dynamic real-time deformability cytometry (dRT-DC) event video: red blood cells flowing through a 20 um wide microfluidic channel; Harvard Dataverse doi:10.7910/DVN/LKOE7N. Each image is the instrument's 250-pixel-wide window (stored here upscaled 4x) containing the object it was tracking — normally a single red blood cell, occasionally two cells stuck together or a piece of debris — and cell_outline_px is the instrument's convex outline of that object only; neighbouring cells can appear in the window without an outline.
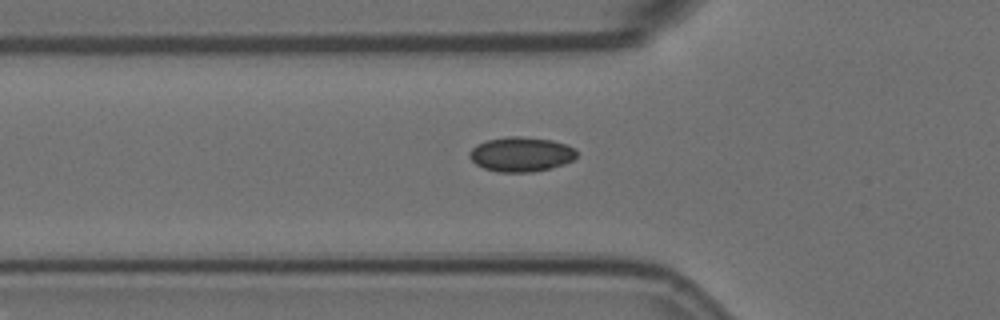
{"species": "Egyptian fruit bat (a non-hibernating species)", "species_latin": "Rousettus aegyptiacus", "temperature_condition": "room temperature", "stored_images_in_passage": 33, "camera_frame_rate_fps": 3000, "um_per_image_px": 0.085, "animal": {"sex": "female"}, "frame": {"image": 1, "passage_image": 2, "time_ms": 0.333, "image_size_px": [1000, 320], "cell_outline_px": [[576, 156], [572, 160], [564, 164], [552, 168], [532, 172], [500, 172], [484, 168], [476, 164], [468, 156], [468, 152], [476, 144], [488, 140], [508, 136], [520, 136], [552, 140], [568, 144], [576, 152]], "centroid_in_image_um": [44.28, 13.11], "position_along_channel_um": 81.5, "area_um2": 21.68}}
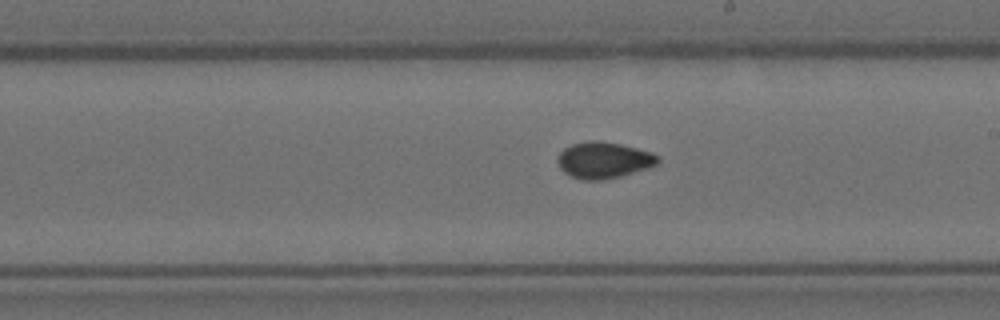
{"frame": {"image": 2, "passage_image": 15, "time_ms": 4.667, "image_size_px": [1000, 320], "cell_outline_px": [[660, 160], [656, 164], [648, 168], [620, 176], [600, 180], [580, 180], [564, 172], [560, 168], [556, 160], [556, 156], [564, 148], [572, 144], [588, 140], [600, 140], [620, 144], [652, 152], [660, 156]], "centroid_in_image_um": [51.29, 13.6], "position_along_channel_um": 237.7, "area_um2": 21.39}}
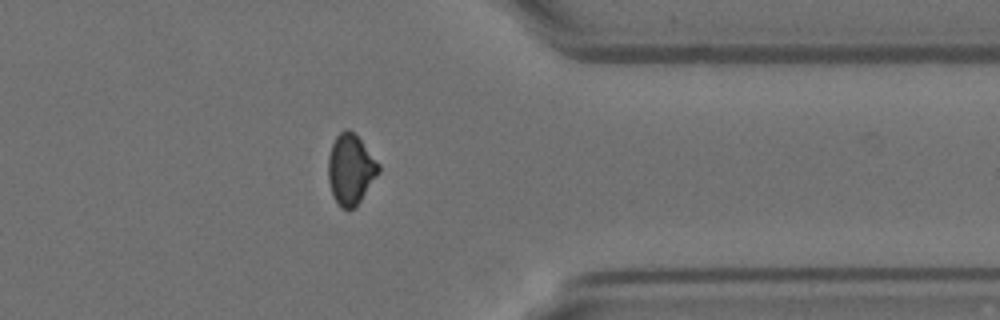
{"frame": {"image": 3, "passage_image": 28, "time_ms": 9.0, "image_size_px": [1000, 320], "cell_outline_px": [[380, 172], [356, 208], [348, 212], [340, 208], [332, 196], [328, 180], [328, 156], [332, 144], [336, 136], [340, 132], [348, 128], [360, 140], [380, 164]], "centroid_in_image_um": [29.8, 14.47], "position_along_channel_um": 381.6, "area_um2": 20.98}, "authors_computed_cell_mechanics": {"area_um2": 20.4034, "velocity_mm_per_s": 3.5826, "shape_relaxation_time_tau1_ms": null, "shape_relaxation_time_tau2_ms": 2.0727, "deformation_change_tau1": null, "deformation_change_tau2": 0.0486}}